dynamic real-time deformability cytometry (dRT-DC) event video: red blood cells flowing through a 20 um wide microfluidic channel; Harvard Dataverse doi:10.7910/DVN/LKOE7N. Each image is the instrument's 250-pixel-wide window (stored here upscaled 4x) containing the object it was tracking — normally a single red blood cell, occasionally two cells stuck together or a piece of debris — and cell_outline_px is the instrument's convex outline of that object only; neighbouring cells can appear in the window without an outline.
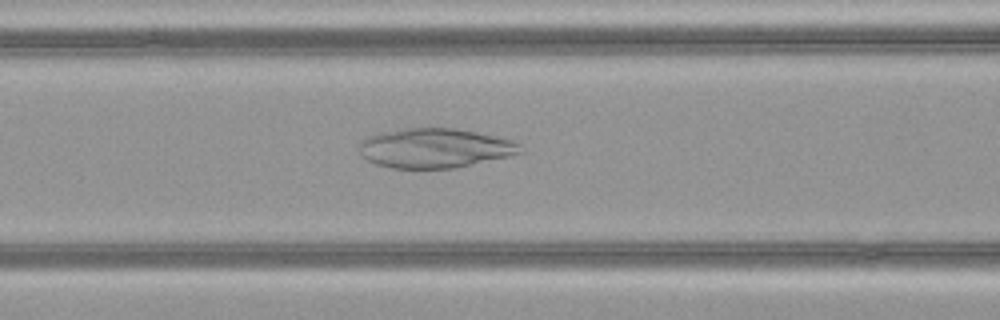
{"species": "common noctule bat (a hibernating species)", "species_latin": "Nyctalus noctula", "temperature_condition": "warm", "stored_images_in_passage": 35, "camera_frame_rate_fps": 3000, "um_per_image_px": 0.085, "animal": {"sex": "female", "body_mass_g": 21.9}, "frame": {"image": 1, "passage_image": 6, "time_ms": 1.667, "image_size_px": [1000, 320], "cell_outline_px": [[524, 152], [508, 156], [456, 168], [392, 168], [376, 164], [368, 160], [360, 152], [360, 140], [368, 136], [380, 132], [404, 128], [452, 128], [476, 132], [512, 140], [520, 144]], "centroid_in_image_um": [36.96, 12.59], "position_along_channel_um": 129.6, "area_um2": 36.99}}
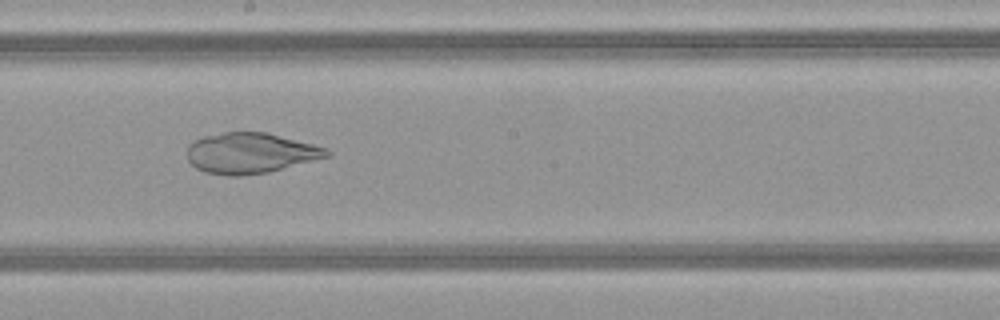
{"frame": {"image": 2, "passage_image": 13, "time_ms": 4.0, "image_size_px": [1000, 320], "cell_outline_px": [[332, 156], [268, 172], [240, 176], [228, 176], [204, 172], [196, 168], [188, 160], [188, 144], [192, 140], [204, 136], [224, 132], [268, 132], [328, 148], [332, 152]], "centroid_in_image_um": [21.31, 13.01], "position_along_channel_um": 226.9, "area_um2": 33.35}}
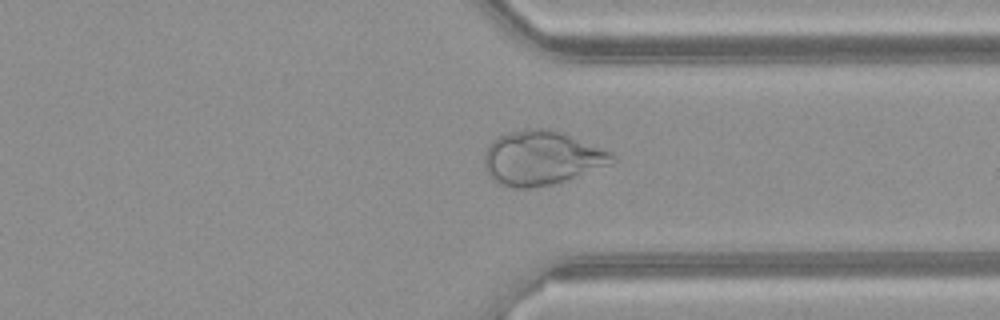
{"frame": {"image": 3, "passage_image": 23, "time_ms": 7.333, "image_size_px": [1000, 320], "cell_outline_px": [[616, 160], [608, 164], [568, 180], [556, 184], [528, 188], [516, 188], [496, 184], [492, 180], [484, 168], [484, 152], [488, 144], [496, 136], [508, 132], [524, 128], [548, 128], [560, 132], [612, 152], [616, 156]], "centroid_in_image_um": [45.97, 13.43], "position_along_channel_um": 365.4, "area_um2": 40.69}}